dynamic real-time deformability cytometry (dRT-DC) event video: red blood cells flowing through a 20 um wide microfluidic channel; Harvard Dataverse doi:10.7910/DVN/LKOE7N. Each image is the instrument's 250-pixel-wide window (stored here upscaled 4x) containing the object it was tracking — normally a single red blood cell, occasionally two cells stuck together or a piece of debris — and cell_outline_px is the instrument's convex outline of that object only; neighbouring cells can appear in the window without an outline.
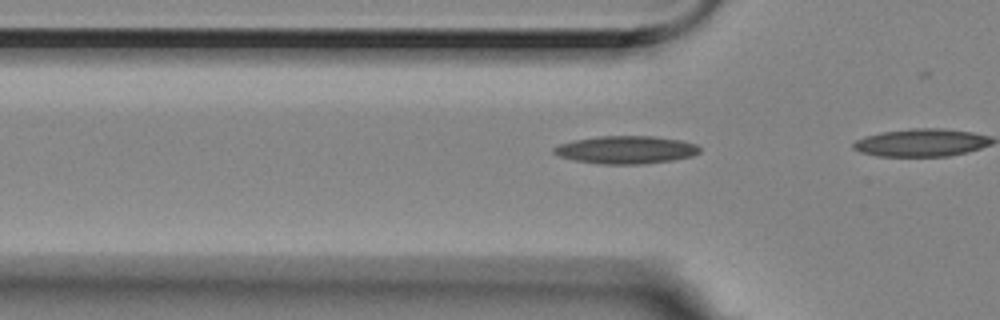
{"species": "Egyptian fruit bat (a non-hibernating species)", "species_latin": "Rousettus aegyptiacus", "temperature_condition": "room temperature", "stored_images_in_passage": 6, "camera_frame_rate_fps": 3000, "um_per_image_px": 0.085, "animal": {"sex": "female"}, "frame": {"image": 1, "passage_image": 3, "time_ms": 0.667, "image_size_px": [1000, 320], "cell_outline_px": [[700, 152], [692, 156], [672, 160], [644, 164], [600, 164], [576, 160], [560, 156], [552, 152], [552, 148], [560, 144], [572, 140], [596, 136], [652, 136], [684, 140], [696, 144], [700, 148]], "centroid_in_image_um": [53.22, 12.72], "position_along_channel_um": 72.6, "area_um2": 23.76}}